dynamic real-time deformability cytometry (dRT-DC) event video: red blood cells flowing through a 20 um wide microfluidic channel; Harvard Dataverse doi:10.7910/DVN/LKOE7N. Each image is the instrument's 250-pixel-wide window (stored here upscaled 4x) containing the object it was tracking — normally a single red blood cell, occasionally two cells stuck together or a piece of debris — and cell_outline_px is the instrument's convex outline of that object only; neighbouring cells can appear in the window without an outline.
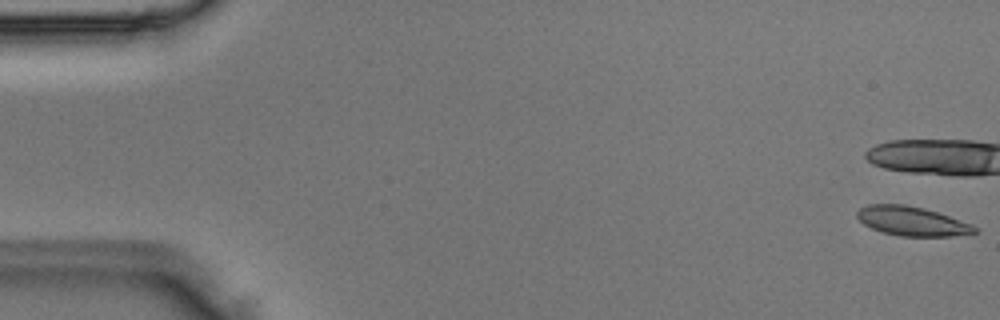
{"species": "Egyptian fruit bat (a non-hibernating species)", "species_latin": "Rousettus aegyptiacus", "temperature_condition": "room temperature", "stored_images_in_passage": 9, "camera_frame_rate_fps": 3000, "um_per_image_px": 0.085, "animal": {"sex": "male"}, "frame": {"image": 1, "passage_image": 1, "time_ms": 0.0, "image_size_px": [1000, 320], "cell_outline_px": [[976, 232], [952, 236], [900, 236], [884, 232], [872, 228], [864, 224], [856, 216], [856, 212], [860, 208], [868, 204], [904, 204], [924, 208], [972, 224], [976, 228]], "centroid_in_image_um": [77.48, 18.79], "position_along_channel_um": 7.5, "area_um2": 19.77}}